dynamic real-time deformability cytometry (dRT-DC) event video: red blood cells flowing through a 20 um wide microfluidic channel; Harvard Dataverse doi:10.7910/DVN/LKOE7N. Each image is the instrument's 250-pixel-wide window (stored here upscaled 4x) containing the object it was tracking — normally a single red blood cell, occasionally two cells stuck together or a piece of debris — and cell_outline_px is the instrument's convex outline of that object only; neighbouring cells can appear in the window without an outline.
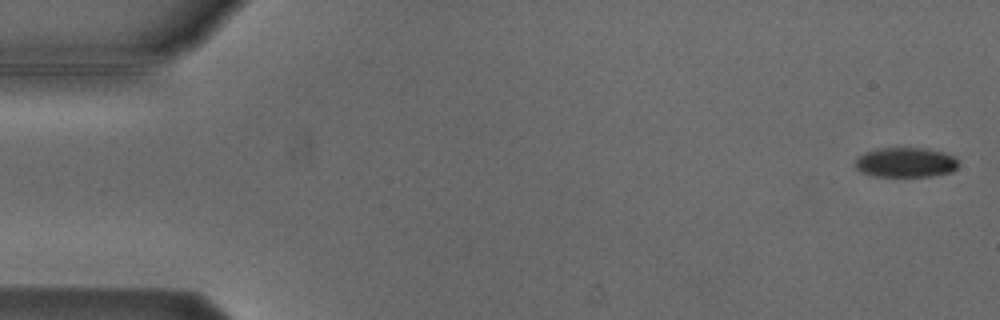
{"species": "Egyptian fruit bat (a non-hibernating species)", "species_latin": "Rousettus aegyptiacus", "temperature_condition": "cold", "stored_images_in_passage": 6, "camera_frame_rate_fps": 3000, "um_per_image_px": 0.085, "animal": {"sex": "male"}, "frame": {"image": 1, "passage_image": 1, "time_ms": 0.0, "image_size_px": [1000, 320], "cell_outline_px": [[960, 164], [952, 172], [928, 176], [872, 176], [860, 172], [856, 168], [856, 160], [864, 152], [876, 148], [928, 148], [944, 152], [956, 156]], "centroid_in_image_um": [77.01, 13.79], "position_along_channel_um": 8.0, "area_um2": 18.15}}